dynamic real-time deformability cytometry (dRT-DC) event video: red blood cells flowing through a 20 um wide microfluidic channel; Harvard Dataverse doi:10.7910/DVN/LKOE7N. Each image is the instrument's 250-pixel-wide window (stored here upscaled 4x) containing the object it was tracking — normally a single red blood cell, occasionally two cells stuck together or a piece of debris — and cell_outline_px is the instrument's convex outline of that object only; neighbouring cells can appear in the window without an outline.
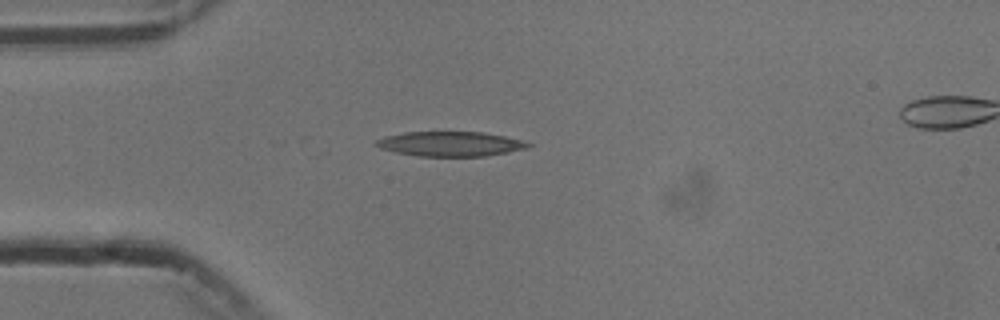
{"species": "common noctule bat (a hibernating species)", "species_latin": "Nyctalus noctula", "temperature_condition": "cold", "stored_images_in_passage": 3, "camera_frame_rate_fps": 3000, "um_per_image_px": 0.085, "animal": {"sex": "male", "body_mass_g": 13.3}, "frame": {"image": 1, "passage_image": 2, "time_ms": 2.0, "image_size_px": [1000, 320], "cell_outline_px": [[532, 144], [528, 148], [508, 152], [484, 156], [416, 156], [396, 152], [380, 148], [372, 144], [376, 140], [384, 136], [404, 132], [484, 132], [504, 136], [520, 140]], "centroid_in_image_um": [38.23, 12.23], "position_along_channel_um": 46.8, "area_um2": 21.91}}